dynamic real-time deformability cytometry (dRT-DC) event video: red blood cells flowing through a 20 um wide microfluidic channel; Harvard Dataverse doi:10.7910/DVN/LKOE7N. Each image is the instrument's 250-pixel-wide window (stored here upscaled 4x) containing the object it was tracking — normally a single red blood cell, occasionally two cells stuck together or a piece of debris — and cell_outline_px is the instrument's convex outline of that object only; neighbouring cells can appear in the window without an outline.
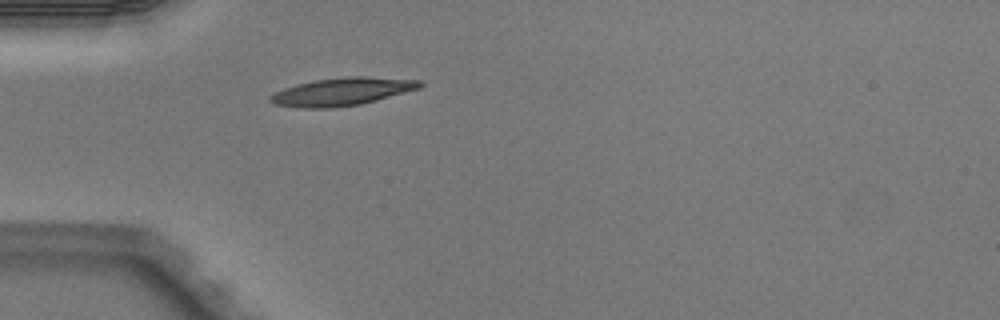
{"species": "Egyptian fruit bat (a non-hibernating species)", "species_latin": "Rousettus aegyptiacus", "temperature_condition": "warm", "stored_images_in_passage": 1, "camera_frame_rate_fps": 3000, "um_per_image_px": 0.085, "animal": {"sex": "male"}, "frame": {"image": 1, "passage_image": 1, "time_ms": 0.0, "image_size_px": [1000, 320], "cell_outline_px": [[424, 84], [420, 88], [376, 100], [360, 104], [332, 108], [304, 108], [272, 104], [268, 100], [268, 96], [272, 92], [296, 84], [316, 80], [344, 76], [364, 76], [420, 80]], "centroid_in_image_um": [29.02, 7.79], "position_along_channel_um": 56.0, "area_um2": 24.39}}